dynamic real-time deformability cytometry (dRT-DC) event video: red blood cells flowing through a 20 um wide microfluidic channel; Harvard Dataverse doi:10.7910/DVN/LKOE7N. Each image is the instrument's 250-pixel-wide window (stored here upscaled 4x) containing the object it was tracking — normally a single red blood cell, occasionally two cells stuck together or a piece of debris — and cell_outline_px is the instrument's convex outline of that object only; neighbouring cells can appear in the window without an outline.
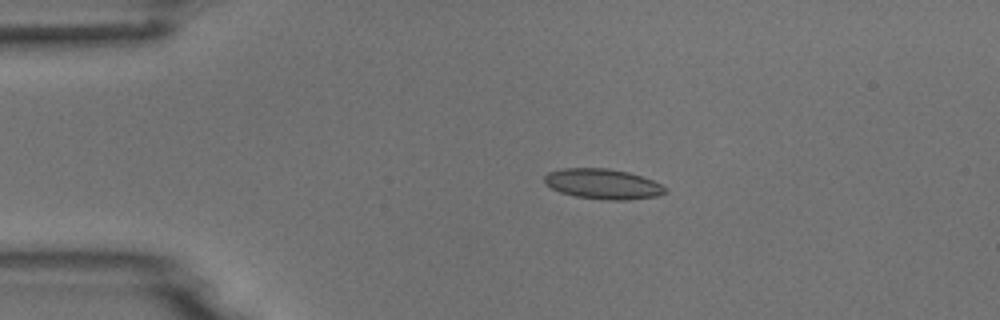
{"species": "common noctule bat (a hibernating species)", "species_latin": "Nyctalus noctula", "temperature_condition": "room temperature", "stored_images_in_passage": 4, "camera_frame_rate_fps": 3000, "um_per_image_px": 0.085, "animal": {"sex": "male", "body_mass_g": 18.8}, "frame": {"image": 1, "passage_image": 3, "time_ms": 3.0, "image_size_px": [1000, 320], "cell_outline_px": [[668, 192], [656, 196], [628, 200], [604, 200], [576, 196], [560, 192], [544, 184], [544, 176], [548, 172], [560, 168], [608, 168], [628, 172], [652, 180], [668, 188]], "centroid_in_image_um": [51.23, 15.63], "position_along_channel_um": 33.8, "area_um2": 21.39}}